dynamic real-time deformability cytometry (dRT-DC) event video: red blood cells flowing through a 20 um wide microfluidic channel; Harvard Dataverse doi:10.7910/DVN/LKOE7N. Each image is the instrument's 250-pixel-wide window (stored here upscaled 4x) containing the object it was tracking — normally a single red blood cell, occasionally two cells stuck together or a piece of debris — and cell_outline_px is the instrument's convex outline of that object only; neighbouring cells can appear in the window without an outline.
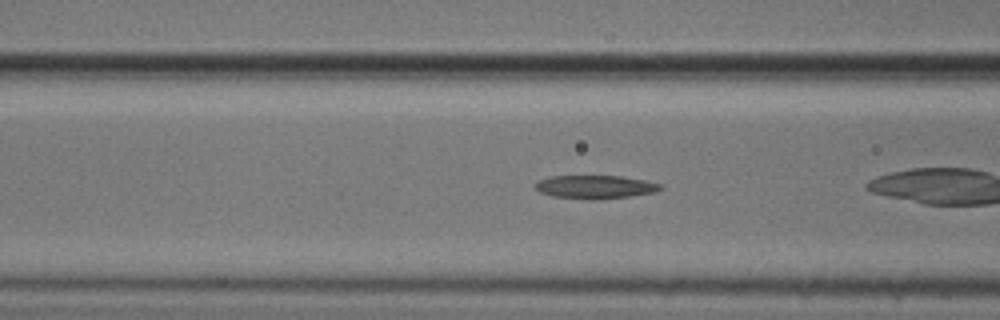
{"species": "common noctule bat (a hibernating species)", "species_latin": "Nyctalus noctula", "temperature_condition": "cold", "stored_images_in_passage": 26, "camera_frame_rate_fps": 3000, "um_per_image_px": 0.085, "animal": {"sex": "male", "body_mass_g": 20.5, "forearm_length_mm": 52.5}, "frame": {"image": 1, "passage_image": 5, "time_ms": 1.333, "image_size_px": [1000, 320], "cell_outline_px": [[664, 188], [652, 192], [628, 196], [592, 200], [552, 196], [540, 192], [536, 188], [536, 184], [540, 180], [552, 176], [620, 176], [644, 180], [660, 184]], "centroid_in_image_um": [50.58, 15.89], "position_along_channel_um": 116.0, "area_um2": 16.7}}
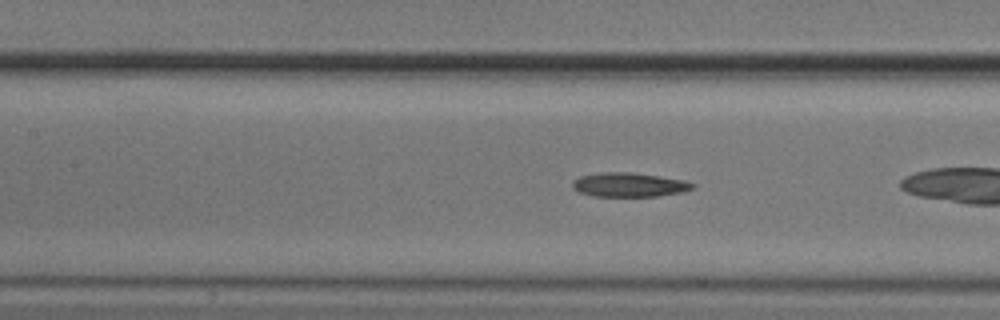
{"frame": {"image": 2, "passage_image": 8, "time_ms": 2.333, "image_size_px": [1000, 320], "cell_outline_px": [[696, 184], [692, 188], [680, 192], [656, 196], [592, 196], [580, 192], [572, 188], [572, 184], [580, 176], [604, 172], [628, 172], [684, 180]], "centroid_in_image_um": [53.45, 15.71], "position_along_channel_um": 153.9, "area_um2": 16.53}}
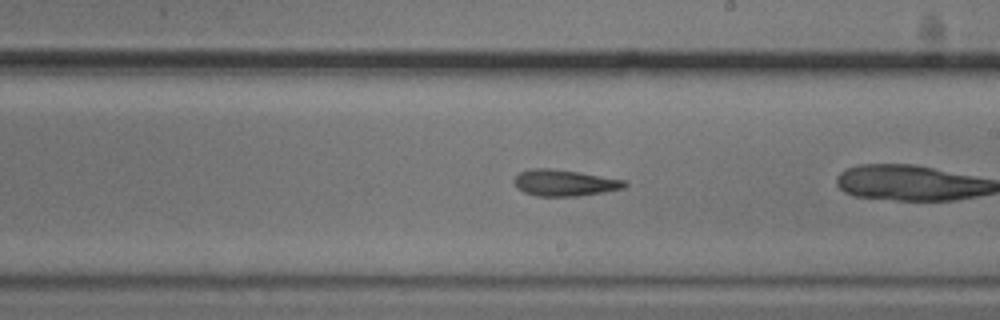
{"frame": {"image": 3, "passage_image": 15, "time_ms": 4.667, "image_size_px": [1000, 320], "cell_outline_px": [[628, 184], [624, 188], [604, 192], [580, 196], [536, 196], [524, 192], [516, 188], [512, 180], [520, 172], [532, 168], [548, 168], [580, 172], [628, 180]], "centroid_in_image_um": [48.0, 15.54], "position_along_channel_um": 241.0, "area_um2": 17.22}}